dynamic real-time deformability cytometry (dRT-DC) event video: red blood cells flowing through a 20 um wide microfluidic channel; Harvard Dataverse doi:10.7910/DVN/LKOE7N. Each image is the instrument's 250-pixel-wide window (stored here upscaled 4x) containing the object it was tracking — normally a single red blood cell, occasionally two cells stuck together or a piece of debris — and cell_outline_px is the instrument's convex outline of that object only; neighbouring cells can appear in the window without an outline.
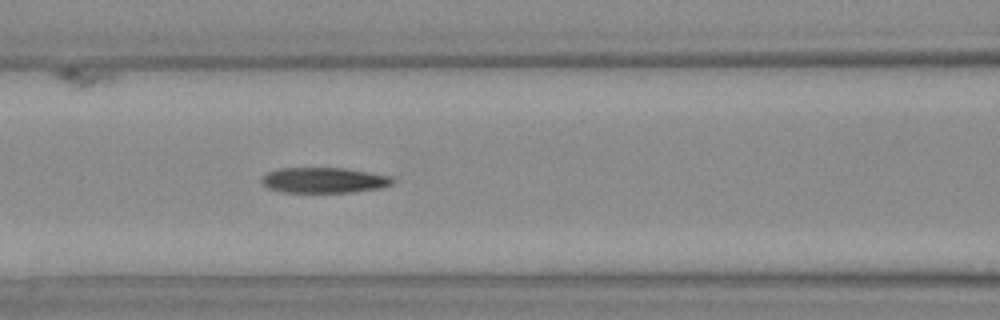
{"species": "Egyptian fruit bat (a non-hibernating species)", "species_latin": "Rousettus aegyptiacus", "temperature_condition": "warm", "stored_images_in_passage": 26, "camera_frame_rate_fps": 3000, "um_per_image_px": 0.085, "animal": {"sex": "female"}, "frame": {"image": 1, "passage_image": 5, "time_ms": 1.333, "image_size_px": [1000, 320], "cell_outline_px": [[392, 184], [380, 188], [352, 192], [284, 192], [268, 188], [260, 180], [268, 172], [280, 168], [344, 168], [392, 176]], "centroid_in_image_um": [27.54, 15.31], "position_along_channel_um": 139.1, "area_um2": 19.25}}